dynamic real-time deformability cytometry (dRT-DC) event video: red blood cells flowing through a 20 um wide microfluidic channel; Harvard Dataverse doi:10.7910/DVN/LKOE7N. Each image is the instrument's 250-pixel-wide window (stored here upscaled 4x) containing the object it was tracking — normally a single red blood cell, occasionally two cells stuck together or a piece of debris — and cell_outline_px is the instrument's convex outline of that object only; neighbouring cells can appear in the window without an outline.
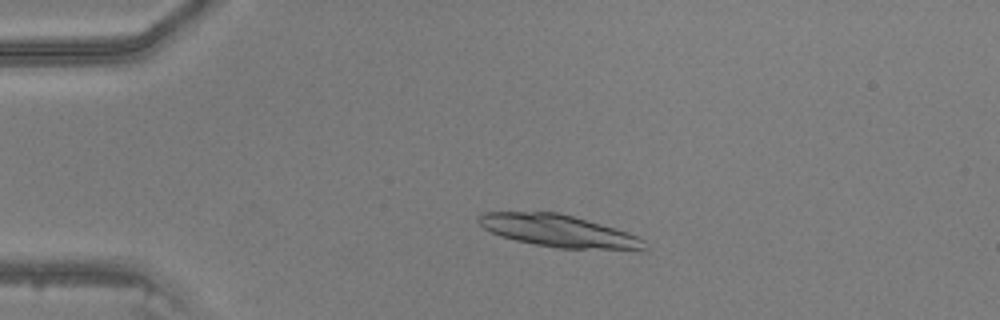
{"species": "common noctule bat (a hibernating species)", "species_latin": "Nyctalus noctula", "temperature_condition": "warm", "stored_images_in_passage": 46, "camera_frame_rate_fps": 3000, "um_per_image_px": 0.085, "animal": {"sex": "male", "body_mass_g": 20.5, "forearm_length_mm": 52.5}, "frame": {"image": 1, "passage_image": 10, "time_ms": 3.0, "image_size_px": [1000, 320], "cell_outline_px": [[648, 248], [560, 248], [536, 244], [516, 240], [500, 236], [484, 228], [476, 220], [476, 216], [484, 212], [560, 212], [628, 232], [640, 236], [644, 240]], "centroid_in_image_um": [47.4, 19.6], "position_along_channel_um": 37.6, "area_um2": 30.52}}
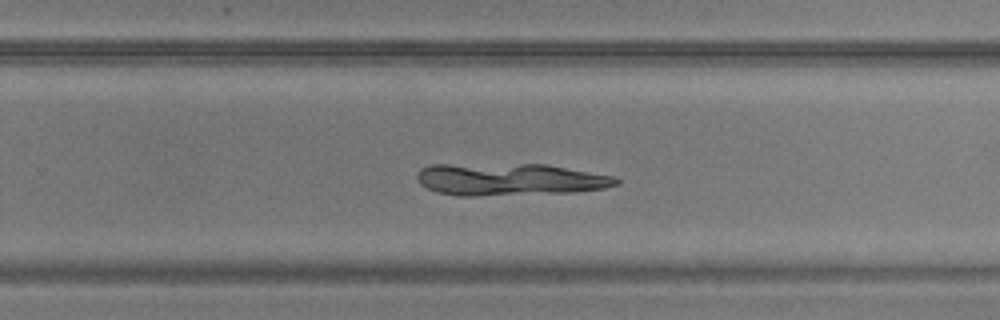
{"frame": {"image": 2, "passage_image": 30, "time_ms": 9.667, "image_size_px": [1000, 320], "cell_outline_px": [[620, 184], [604, 188], [576, 192], [476, 196], [456, 196], [436, 192], [420, 184], [416, 176], [416, 172], [420, 168], [432, 164], [548, 164], [616, 176], [620, 180]], "centroid_in_image_um": [43.33, 15.25], "position_along_channel_um": 286.5, "area_um2": 37.97}}
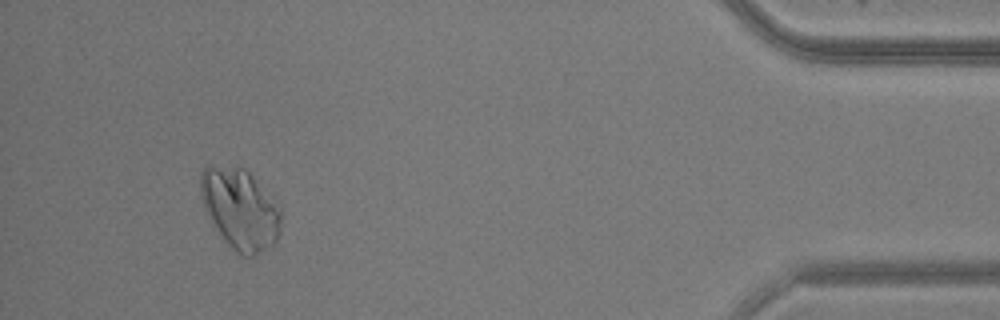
{"frame": {"image": 3, "passage_image": 43, "time_ms": 14.0, "image_size_px": [1000, 320], "cell_outline_px": [[280, 224], [276, 244], [252, 256], [240, 256], [228, 244], [212, 224], [208, 216], [200, 192], [200, 172], [208, 164], [236, 164], [244, 168], [252, 176], [280, 208]], "centroid_in_image_um": [20.37, 17.73], "position_along_channel_um": 414.8, "area_um2": 37.92}}